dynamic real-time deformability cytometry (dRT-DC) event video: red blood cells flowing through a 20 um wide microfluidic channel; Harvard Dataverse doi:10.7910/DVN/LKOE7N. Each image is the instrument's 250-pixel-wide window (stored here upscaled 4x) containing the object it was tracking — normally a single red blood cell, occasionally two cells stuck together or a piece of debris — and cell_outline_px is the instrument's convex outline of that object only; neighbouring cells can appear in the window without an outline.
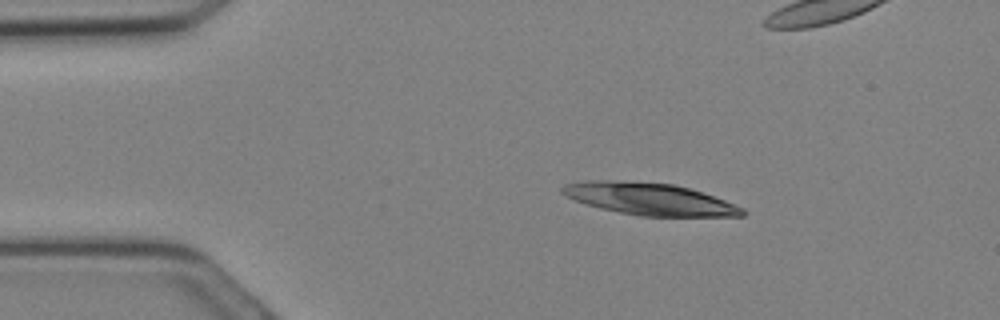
{"species": "Egyptian fruit bat (a non-hibernating species)", "species_latin": "Rousettus aegyptiacus", "temperature_condition": "cold", "stored_images_in_passage": 11, "camera_frame_rate_fps": 3000, "um_per_image_px": 0.085, "animal": {"sex": "female"}, "frame": {"image": 1, "passage_image": 4, "time_ms": 1.0, "image_size_px": [1000, 320], "cell_outline_px": [[744, 216], [640, 216], [600, 208], [584, 204], [564, 196], [560, 192], [560, 188], [564, 184], [584, 180], [624, 180], [672, 184], [688, 188], [724, 200], [744, 208]], "centroid_in_image_um": [55.11, 16.9], "position_along_channel_um": 29.9, "area_um2": 33.64}}